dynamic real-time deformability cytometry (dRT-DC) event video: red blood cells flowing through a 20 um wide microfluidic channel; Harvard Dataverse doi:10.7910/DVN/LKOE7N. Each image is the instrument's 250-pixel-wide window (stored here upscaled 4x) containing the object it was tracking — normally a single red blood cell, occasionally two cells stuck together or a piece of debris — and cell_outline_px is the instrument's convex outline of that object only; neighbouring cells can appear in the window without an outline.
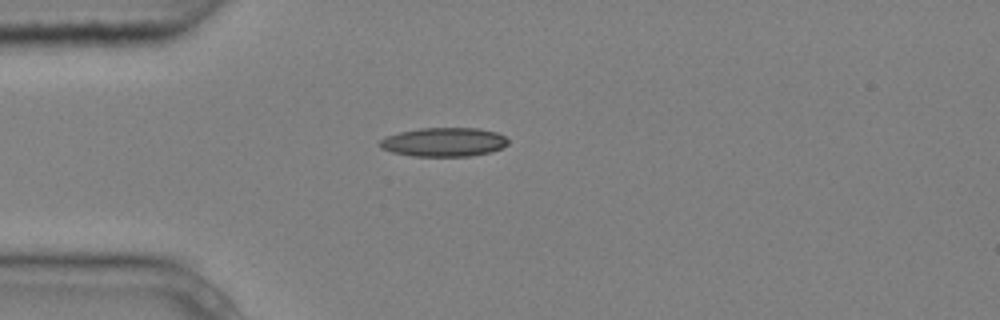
{"species": "common noctule bat (a hibernating species)", "species_latin": "Nyctalus noctula", "temperature_condition": "cold", "stored_images_in_passage": 1, "camera_frame_rate_fps": 3000, "um_per_image_px": 0.085, "animal": {"sex": "male", "body_mass_g": 20.4}, "frame": {"image": 1, "passage_image": 1, "time_ms": 0.0, "image_size_px": [1000, 320], "cell_outline_px": [[508, 144], [500, 148], [488, 152], [468, 156], [412, 156], [392, 152], [384, 148], [380, 144], [380, 140], [384, 136], [400, 132], [420, 128], [480, 128], [496, 132], [504, 136], [508, 140]], "centroid_in_image_um": [37.72, 12.06], "position_along_channel_um": 47.3, "area_um2": 21.44}}